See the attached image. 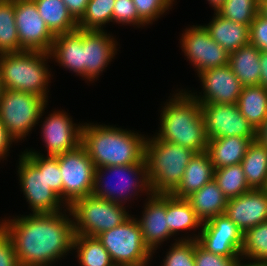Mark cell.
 Wrapping results in <instances>:
<instances>
[{
  "label": "cell",
  "mask_w": 267,
  "mask_h": 266,
  "mask_svg": "<svg viewBox=\"0 0 267 266\" xmlns=\"http://www.w3.org/2000/svg\"><path fill=\"white\" fill-rule=\"evenodd\" d=\"M63 213H32L0 222L20 266H52L73 249V220Z\"/></svg>",
  "instance_id": "obj_1"
},
{
  "label": "cell",
  "mask_w": 267,
  "mask_h": 266,
  "mask_svg": "<svg viewBox=\"0 0 267 266\" xmlns=\"http://www.w3.org/2000/svg\"><path fill=\"white\" fill-rule=\"evenodd\" d=\"M147 138L113 126L82 124L81 145L95 168L145 162Z\"/></svg>",
  "instance_id": "obj_2"
},
{
  "label": "cell",
  "mask_w": 267,
  "mask_h": 266,
  "mask_svg": "<svg viewBox=\"0 0 267 266\" xmlns=\"http://www.w3.org/2000/svg\"><path fill=\"white\" fill-rule=\"evenodd\" d=\"M191 91H180L172 96L161 110L159 132L156 137L169 143L190 148L196 153L207 151L208 138L201 112Z\"/></svg>",
  "instance_id": "obj_3"
},
{
  "label": "cell",
  "mask_w": 267,
  "mask_h": 266,
  "mask_svg": "<svg viewBox=\"0 0 267 266\" xmlns=\"http://www.w3.org/2000/svg\"><path fill=\"white\" fill-rule=\"evenodd\" d=\"M196 152L155 135L145 142V163L152 193L170 194L180 183Z\"/></svg>",
  "instance_id": "obj_4"
},
{
  "label": "cell",
  "mask_w": 267,
  "mask_h": 266,
  "mask_svg": "<svg viewBox=\"0 0 267 266\" xmlns=\"http://www.w3.org/2000/svg\"><path fill=\"white\" fill-rule=\"evenodd\" d=\"M47 59H51L50 53L44 51L0 54V77L4 89L31 93L48 100L51 72L45 62Z\"/></svg>",
  "instance_id": "obj_5"
},
{
  "label": "cell",
  "mask_w": 267,
  "mask_h": 266,
  "mask_svg": "<svg viewBox=\"0 0 267 266\" xmlns=\"http://www.w3.org/2000/svg\"><path fill=\"white\" fill-rule=\"evenodd\" d=\"M73 218L75 235L96 237L126 221L130 214L123 204L93 195L75 200L67 209Z\"/></svg>",
  "instance_id": "obj_6"
},
{
  "label": "cell",
  "mask_w": 267,
  "mask_h": 266,
  "mask_svg": "<svg viewBox=\"0 0 267 266\" xmlns=\"http://www.w3.org/2000/svg\"><path fill=\"white\" fill-rule=\"evenodd\" d=\"M96 237L115 266H147L152 258L153 253L145 245L137 218L132 216Z\"/></svg>",
  "instance_id": "obj_7"
},
{
  "label": "cell",
  "mask_w": 267,
  "mask_h": 266,
  "mask_svg": "<svg viewBox=\"0 0 267 266\" xmlns=\"http://www.w3.org/2000/svg\"><path fill=\"white\" fill-rule=\"evenodd\" d=\"M106 173H111L113 175L112 177L119 176L117 177V179L119 178L118 185L111 184L113 182L110 183V181L108 183L104 181L106 177L105 179L103 177ZM140 191H145L148 195L152 194L145 162L95 168L92 190L93 196L110 202L123 204L126 200L131 199L132 195L135 196L134 194H136L137 196V193Z\"/></svg>",
  "instance_id": "obj_8"
},
{
  "label": "cell",
  "mask_w": 267,
  "mask_h": 266,
  "mask_svg": "<svg viewBox=\"0 0 267 266\" xmlns=\"http://www.w3.org/2000/svg\"><path fill=\"white\" fill-rule=\"evenodd\" d=\"M47 100L31 93L4 89L0 100V118L8 133L23 140L38 124Z\"/></svg>",
  "instance_id": "obj_9"
},
{
  "label": "cell",
  "mask_w": 267,
  "mask_h": 266,
  "mask_svg": "<svg viewBox=\"0 0 267 266\" xmlns=\"http://www.w3.org/2000/svg\"><path fill=\"white\" fill-rule=\"evenodd\" d=\"M62 175V200L69 207L75 200L92 195L95 166L82 145L57 156Z\"/></svg>",
  "instance_id": "obj_10"
},
{
  "label": "cell",
  "mask_w": 267,
  "mask_h": 266,
  "mask_svg": "<svg viewBox=\"0 0 267 266\" xmlns=\"http://www.w3.org/2000/svg\"><path fill=\"white\" fill-rule=\"evenodd\" d=\"M17 172L20 178L19 185L33 214L58 213L64 207L68 209L63 200L48 186L45 170H39L23 153L19 158Z\"/></svg>",
  "instance_id": "obj_11"
},
{
  "label": "cell",
  "mask_w": 267,
  "mask_h": 266,
  "mask_svg": "<svg viewBox=\"0 0 267 266\" xmlns=\"http://www.w3.org/2000/svg\"><path fill=\"white\" fill-rule=\"evenodd\" d=\"M179 240H197L208 252L224 257H241L243 233L226 214H220L202 223L197 236Z\"/></svg>",
  "instance_id": "obj_12"
},
{
  "label": "cell",
  "mask_w": 267,
  "mask_h": 266,
  "mask_svg": "<svg viewBox=\"0 0 267 266\" xmlns=\"http://www.w3.org/2000/svg\"><path fill=\"white\" fill-rule=\"evenodd\" d=\"M208 140L221 137H244L255 140V129L240 113L237 104H201Z\"/></svg>",
  "instance_id": "obj_13"
},
{
  "label": "cell",
  "mask_w": 267,
  "mask_h": 266,
  "mask_svg": "<svg viewBox=\"0 0 267 266\" xmlns=\"http://www.w3.org/2000/svg\"><path fill=\"white\" fill-rule=\"evenodd\" d=\"M181 37L182 51L198 73L228 64L229 53L210 37L204 26L193 25Z\"/></svg>",
  "instance_id": "obj_14"
},
{
  "label": "cell",
  "mask_w": 267,
  "mask_h": 266,
  "mask_svg": "<svg viewBox=\"0 0 267 266\" xmlns=\"http://www.w3.org/2000/svg\"><path fill=\"white\" fill-rule=\"evenodd\" d=\"M14 4L20 51L34 50L49 53L55 36L40 17L34 0H14Z\"/></svg>",
  "instance_id": "obj_15"
},
{
  "label": "cell",
  "mask_w": 267,
  "mask_h": 266,
  "mask_svg": "<svg viewBox=\"0 0 267 266\" xmlns=\"http://www.w3.org/2000/svg\"><path fill=\"white\" fill-rule=\"evenodd\" d=\"M198 74L204 92L199 96L191 94L197 102L200 104H237L243 85L228 64Z\"/></svg>",
  "instance_id": "obj_16"
},
{
  "label": "cell",
  "mask_w": 267,
  "mask_h": 266,
  "mask_svg": "<svg viewBox=\"0 0 267 266\" xmlns=\"http://www.w3.org/2000/svg\"><path fill=\"white\" fill-rule=\"evenodd\" d=\"M48 115L41 127L47 156H58L81 145V124H73L64 111H53Z\"/></svg>",
  "instance_id": "obj_17"
},
{
  "label": "cell",
  "mask_w": 267,
  "mask_h": 266,
  "mask_svg": "<svg viewBox=\"0 0 267 266\" xmlns=\"http://www.w3.org/2000/svg\"><path fill=\"white\" fill-rule=\"evenodd\" d=\"M105 30H83V78L93 81L117 53L116 41Z\"/></svg>",
  "instance_id": "obj_18"
},
{
  "label": "cell",
  "mask_w": 267,
  "mask_h": 266,
  "mask_svg": "<svg viewBox=\"0 0 267 266\" xmlns=\"http://www.w3.org/2000/svg\"><path fill=\"white\" fill-rule=\"evenodd\" d=\"M244 233L267 221V190H250L238 197L228 199L225 213Z\"/></svg>",
  "instance_id": "obj_19"
},
{
  "label": "cell",
  "mask_w": 267,
  "mask_h": 266,
  "mask_svg": "<svg viewBox=\"0 0 267 266\" xmlns=\"http://www.w3.org/2000/svg\"><path fill=\"white\" fill-rule=\"evenodd\" d=\"M143 217L137 219L145 245L154 253L162 242L172 237L166 218V194L148 196Z\"/></svg>",
  "instance_id": "obj_20"
},
{
  "label": "cell",
  "mask_w": 267,
  "mask_h": 266,
  "mask_svg": "<svg viewBox=\"0 0 267 266\" xmlns=\"http://www.w3.org/2000/svg\"><path fill=\"white\" fill-rule=\"evenodd\" d=\"M214 165L207 151L195 153L187 165L178 186L170 193L186 198L214 179Z\"/></svg>",
  "instance_id": "obj_21"
},
{
  "label": "cell",
  "mask_w": 267,
  "mask_h": 266,
  "mask_svg": "<svg viewBox=\"0 0 267 266\" xmlns=\"http://www.w3.org/2000/svg\"><path fill=\"white\" fill-rule=\"evenodd\" d=\"M49 53L60 66L83 77V30L56 35Z\"/></svg>",
  "instance_id": "obj_22"
},
{
  "label": "cell",
  "mask_w": 267,
  "mask_h": 266,
  "mask_svg": "<svg viewBox=\"0 0 267 266\" xmlns=\"http://www.w3.org/2000/svg\"><path fill=\"white\" fill-rule=\"evenodd\" d=\"M215 16L207 25H203L210 37L231 53L249 44V26L226 19L214 12Z\"/></svg>",
  "instance_id": "obj_23"
},
{
  "label": "cell",
  "mask_w": 267,
  "mask_h": 266,
  "mask_svg": "<svg viewBox=\"0 0 267 266\" xmlns=\"http://www.w3.org/2000/svg\"><path fill=\"white\" fill-rule=\"evenodd\" d=\"M195 211L197 218L202 222L225 213L228 199L213 179L198 191L185 198Z\"/></svg>",
  "instance_id": "obj_24"
},
{
  "label": "cell",
  "mask_w": 267,
  "mask_h": 266,
  "mask_svg": "<svg viewBox=\"0 0 267 266\" xmlns=\"http://www.w3.org/2000/svg\"><path fill=\"white\" fill-rule=\"evenodd\" d=\"M251 142L249 138L238 136L208 140L207 152L214 169L241 164Z\"/></svg>",
  "instance_id": "obj_25"
},
{
  "label": "cell",
  "mask_w": 267,
  "mask_h": 266,
  "mask_svg": "<svg viewBox=\"0 0 267 266\" xmlns=\"http://www.w3.org/2000/svg\"><path fill=\"white\" fill-rule=\"evenodd\" d=\"M260 53L250 43L229 53L228 65L243 86L260 85Z\"/></svg>",
  "instance_id": "obj_26"
},
{
  "label": "cell",
  "mask_w": 267,
  "mask_h": 266,
  "mask_svg": "<svg viewBox=\"0 0 267 266\" xmlns=\"http://www.w3.org/2000/svg\"><path fill=\"white\" fill-rule=\"evenodd\" d=\"M40 17L56 36L78 29V22L69 13L63 0H34Z\"/></svg>",
  "instance_id": "obj_27"
},
{
  "label": "cell",
  "mask_w": 267,
  "mask_h": 266,
  "mask_svg": "<svg viewBox=\"0 0 267 266\" xmlns=\"http://www.w3.org/2000/svg\"><path fill=\"white\" fill-rule=\"evenodd\" d=\"M237 106L256 130L267 118V88L262 85L243 86Z\"/></svg>",
  "instance_id": "obj_28"
},
{
  "label": "cell",
  "mask_w": 267,
  "mask_h": 266,
  "mask_svg": "<svg viewBox=\"0 0 267 266\" xmlns=\"http://www.w3.org/2000/svg\"><path fill=\"white\" fill-rule=\"evenodd\" d=\"M248 186L265 189L267 183V148L256 140L252 141L241 161Z\"/></svg>",
  "instance_id": "obj_29"
},
{
  "label": "cell",
  "mask_w": 267,
  "mask_h": 266,
  "mask_svg": "<svg viewBox=\"0 0 267 266\" xmlns=\"http://www.w3.org/2000/svg\"><path fill=\"white\" fill-rule=\"evenodd\" d=\"M166 218L172 236L179 231L195 230L202 226L189 202L185 198H177L171 194H166Z\"/></svg>",
  "instance_id": "obj_30"
},
{
  "label": "cell",
  "mask_w": 267,
  "mask_h": 266,
  "mask_svg": "<svg viewBox=\"0 0 267 266\" xmlns=\"http://www.w3.org/2000/svg\"><path fill=\"white\" fill-rule=\"evenodd\" d=\"M75 249L80 266H115L97 237L75 235L73 250Z\"/></svg>",
  "instance_id": "obj_31"
},
{
  "label": "cell",
  "mask_w": 267,
  "mask_h": 266,
  "mask_svg": "<svg viewBox=\"0 0 267 266\" xmlns=\"http://www.w3.org/2000/svg\"><path fill=\"white\" fill-rule=\"evenodd\" d=\"M14 0H0V54L20 52Z\"/></svg>",
  "instance_id": "obj_32"
},
{
  "label": "cell",
  "mask_w": 267,
  "mask_h": 266,
  "mask_svg": "<svg viewBox=\"0 0 267 266\" xmlns=\"http://www.w3.org/2000/svg\"><path fill=\"white\" fill-rule=\"evenodd\" d=\"M253 260L254 264L267 266V221L243 233L241 258Z\"/></svg>",
  "instance_id": "obj_33"
},
{
  "label": "cell",
  "mask_w": 267,
  "mask_h": 266,
  "mask_svg": "<svg viewBox=\"0 0 267 266\" xmlns=\"http://www.w3.org/2000/svg\"><path fill=\"white\" fill-rule=\"evenodd\" d=\"M214 180L227 199L238 197L252 190L248 186L241 164L215 169Z\"/></svg>",
  "instance_id": "obj_34"
},
{
  "label": "cell",
  "mask_w": 267,
  "mask_h": 266,
  "mask_svg": "<svg viewBox=\"0 0 267 266\" xmlns=\"http://www.w3.org/2000/svg\"><path fill=\"white\" fill-rule=\"evenodd\" d=\"M115 1L89 0L84 15L78 21V28L81 30L102 31L106 23L113 22Z\"/></svg>",
  "instance_id": "obj_35"
},
{
  "label": "cell",
  "mask_w": 267,
  "mask_h": 266,
  "mask_svg": "<svg viewBox=\"0 0 267 266\" xmlns=\"http://www.w3.org/2000/svg\"><path fill=\"white\" fill-rule=\"evenodd\" d=\"M217 13L226 19L250 26L259 13V0H226Z\"/></svg>",
  "instance_id": "obj_36"
},
{
  "label": "cell",
  "mask_w": 267,
  "mask_h": 266,
  "mask_svg": "<svg viewBox=\"0 0 267 266\" xmlns=\"http://www.w3.org/2000/svg\"><path fill=\"white\" fill-rule=\"evenodd\" d=\"M23 154L39 169L45 170L48 186L62 199V175L57 156H44L37 151H24Z\"/></svg>",
  "instance_id": "obj_37"
},
{
  "label": "cell",
  "mask_w": 267,
  "mask_h": 266,
  "mask_svg": "<svg viewBox=\"0 0 267 266\" xmlns=\"http://www.w3.org/2000/svg\"><path fill=\"white\" fill-rule=\"evenodd\" d=\"M172 245L161 266H195V240H178Z\"/></svg>",
  "instance_id": "obj_38"
},
{
  "label": "cell",
  "mask_w": 267,
  "mask_h": 266,
  "mask_svg": "<svg viewBox=\"0 0 267 266\" xmlns=\"http://www.w3.org/2000/svg\"><path fill=\"white\" fill-rule=\"evenodd\" d=\"M175 0H133L138 15L147 23L163 15L173 5Z\"/></svg>",
  "instance_id": "obj_39"
},
{
  "label": "cell",
  "mask_w": 267,
  "mask_h": 266,
  "mask_svg": "<svg viewBox=\"0 0 267 266\" xmlns=\"http://www.w3.org/2000/svg\"><path fill=\"white\" fill-rule=\"evenodd\" d=\"M113 22L144 26L147 23L138 15L133 0H116L113 8Z\"/></svg>",
  "instance_id": "obj_40"
},
{
  "label": "cell",
  "mask_w": 267,
  "mask_h": 266,
  "mask_svg": "<svg viewBox=\"0 0 267 266\" xmlns=\"http://www.w3.org/2000/svg\"><path fill=\"white\" fill-rule=\"evenodd\" d=\"M241 257H224L204 249L195 240V266H236Z\"/></svg>",
  "instance_id": "obj_41"
},
{
  "label": "cell",
  "mask_w": 267,
  "mask_h": 266,
  "mask_svg": "<svg viewBox=\"0 0 267 266\" xmlns=\"http://www.w3.org/2000/svg\"><path fill=\"white\" fill-rule=\"evenodd\" d=\"M249 42L260 51L267 52V18L260 13L249 26Z\"/></svg>",
  "instance_id": "obj_42"
},
{
  "label": "cell",
  "mask_w": 267,
  "mask_h": 266,
  "mask_svg": "<svg viewBox=\"0 0 267 266\" xmlns=\"http://www.w3.org/2000/svg\"><path fill=\"white\" fill-rule=\"evenodd\" d=\"M0 266H20L9 235L0 226Z\"/></svg>",
  "instance_id": "obj_43"
},
{
  "label": "cell",
  "mask_w": 267,
  "mask_h": 266,
  "mask_svg": "<svg viewBox=\"0 0 267 266\" xmlns=\"http://www.w3.org/2000/svg\"><path fill=\"white\" fill-rule=\"evenodd\" d=\"M69 13L78 22L85 13L89 0H63Z\"/></svg>",
  "instance_id": "obj_44"
},
{
  "label": "cell",
  "mask_w": 267,
  "mask_h": 266,
  "mask_svg": "<svg viewBox=\"0 0 267 266\" xmlns=\"http://www.w3.org/2000/svg\"><path fill=\"white\" fill-rule=\"evenodd\" d=\"M12 142L15 139L8 133L0 118V159L7 156Z\"/></svg>",
  "instance_id": "obj_45"
},
{
  "label": "cell",
  "mask_w": 267,
  "mask_h": 266,
  "mask_svg": "<svg viewBox=\"0 0 267 266\" xmlns=\"http://www.w3.org/2000/svg\"><path fill=\"white\" fill-rule=\"evenodd\" d=\"M260 85L267 88V52L261 51L260 53Z\"/></svg>",
  "instance_id": "obj_46"
},
{
  "label": "cell",
  "mask_w": 267,
  "mask_h": 266,
  "mask_svg": "<svg viewBox=\"0 0 267 266\" xmlns=\"http://www.w3.org/2000/svg\"><path fill=\"white\" fill-rule=\"evenodd\" d=\"M255 140L267 148V118L255 130Z\"/></svg>",
  "instance_id": "obj_47"
},
{
  "label": "cell",
  "mask_w": 267,
  "mask_h": 266,
  "mask_svg": "<svg viewBox=\"0 0 267 266\" xmlns=\"http://www.w3.org/2000/svg\"><path fill=\"white\" fill-rule=\"evenodd\" d=\"M259 13L267 18V0H259Z\"/></svg>",
  "instance_id": "obj_48"
},
{
  "label": "cell",
  "mask_w": 267,
  "mask_h": 266,
  "mask_svg": "<svg viewBox=\"0 0 267 266\" xmlns=\"http://www.w3.org/2000/svg\"><path fill=\"white\" fill-rule=\"evenodd\" d=\"M207 1H209V4H211L214 11L217 12L225 3L226 0H207Z\"/></svg>",
  "instance_id": "obj_49"
},
{
  "label": "cell",
  "mask_w": 267,
  "mask_h": 266,
  "mask_svg": "<svg viewBox=\"0 0 267 266\" xmlns=\"http://www.w3.org/2000/svg\"><path fill=\"white\" fill-rule=\"evenodd\" d=\"M236 266H266V265H263V264H254V263H243V262H238Z\"/></svg>",
  "instance_id": "obj_50"
},
{
  "label": "cell",
  "mask_w": 267,
  "mask_h": 266,
  "mask_svg": "<svg viewBox=\"0 0 267 266\" xmlns=\"http://www.w3.org/2000/svg\"><path fill=\"white\" fill-rule=\"evenodd\" d=\"M3 91H4L3 82L1 81V77H0V100H1Z\"/></svg>",
  "instance_id": "obj_51"
}]
</instances>
